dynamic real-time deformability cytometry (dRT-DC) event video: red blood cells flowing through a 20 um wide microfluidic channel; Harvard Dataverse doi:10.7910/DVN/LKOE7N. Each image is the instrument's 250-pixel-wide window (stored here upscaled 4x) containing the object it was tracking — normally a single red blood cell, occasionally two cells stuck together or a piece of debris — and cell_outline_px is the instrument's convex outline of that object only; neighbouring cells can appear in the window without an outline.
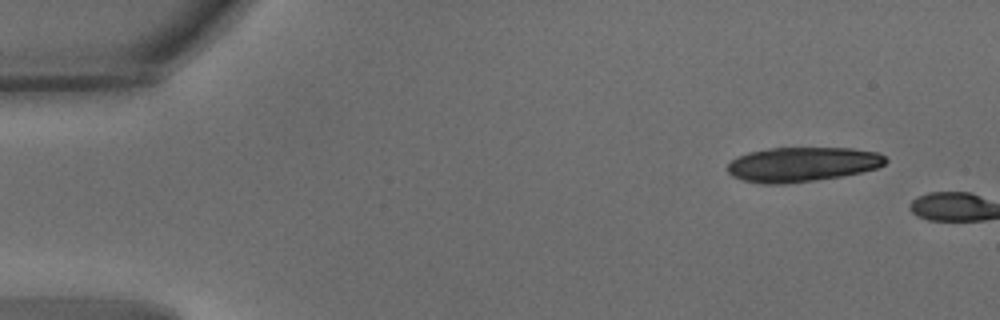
{"species": "common noctule bat (a hibernating species)", "species_latin": "Nyctalus noctula", "temperature_condition": "warm", "stored_images_in_passage": 3, "camera_frame_rate_fps": 3000, "um_per_image_px": 0.085, "animal": {"sex": "male", "body_mass_g": 15.6}, "frame": {"image": 1, "passage_image": 1, "time_ms": 0.0, "image_size_px": [1000, 320], "cell_outline_px": [[888, 160], [880, 168], [840, 176], [816, 180], [784, 184], [764, 184], [744, 180], [732, 176], [728, 172], [728, 164], [736, 156], [748, 152], [768, 148], [852, 148], [876, 152], [884, 156]], "centroid_in_image_um": [68.18, 13.97], "position_along_channel_um": 16.8, "area_um2": 31.91}}